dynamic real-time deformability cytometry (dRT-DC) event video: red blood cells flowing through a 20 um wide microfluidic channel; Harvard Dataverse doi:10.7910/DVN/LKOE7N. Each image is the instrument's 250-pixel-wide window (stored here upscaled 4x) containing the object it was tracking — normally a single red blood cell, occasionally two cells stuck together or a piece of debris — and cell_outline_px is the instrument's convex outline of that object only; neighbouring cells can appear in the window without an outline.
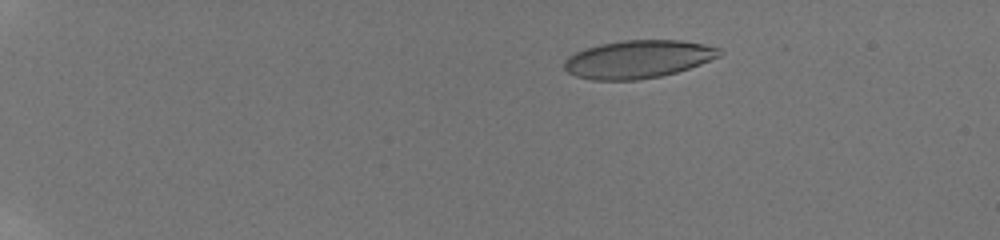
{"species": "human", "species_latin": "Homo sapiens", "temperature_condition": "room temperature", "stored_images_in_passage": 44, "camera_frame_rate_fps": 3000, "um_per_image_px": 0.085, "donor": {"sex": "male"}, "frame": {"image": 1, "passage_image": 9, "time_ms": 4.0, "image_size_px": [1000, 240], "cell_outline_px": [[724, 52], [720, 56], [700, 64], [676, 72], [660, 76], [636, 80], [592, 80], [576, 76], [568, 72], [564, 68], [564, 60], [568, 56], [576, 52], [600, 44], [624, 40], [680, 40], [704, 44], [720, 48]], "centroid_in_image_um": [54.24, 5.03], "position_along_channel_um": 30.8, "area_um2": 34.22}}
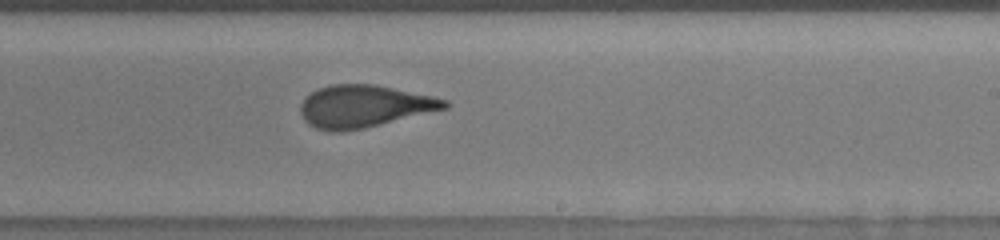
{"frame": {"image": 2, "passage_image": 28, "time_ms": 13.0, "image_size_px": [1000, 240], "cell_outline_px": [[452, 104], [448, 108], [364, 128], [344, 132], [332, 132], [316, 128], [308, 124], [304, 120], [300, 112], [300, 104], [312, 92], [320, 88], [332, 84], [376, 84], [432, 96], [448, 100]], "centroid_in_image_um": [30.96, 9.04], "position_along_channel_um": 258.0, "area_um2": 35.55}}
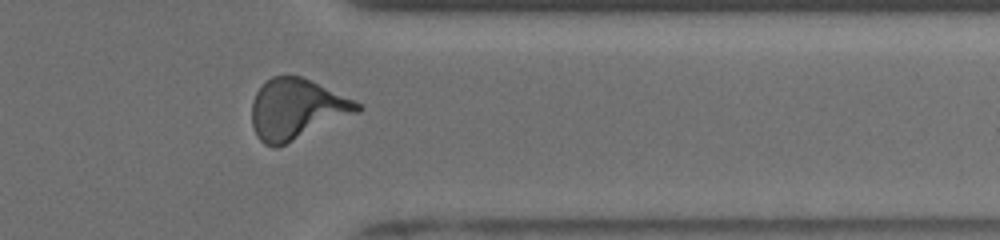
{"frame": {"image": 3, "passage_image": 38, "time_ms": 16.333, "image_size_px": [1000, 240], "cell_outline_px": [[364, 108], [360, 112], [276, 148], [272, 148], [264, 144], [256, 136], [252, 124], [252, 100], [256, 92], [264, 80], [272, 76], [300, 76], [352, 100], [360, 104]], "centroid_in_image_um": [25.17, 9.3], "position_along_channel_um": 386.2, "area_um2": 36.99}, "authors_computed_cell_mechanics": {"area_um2": 35.1713, "velocity_mm_per_s": 3.879, "shape_relaxation_time_tau1_ms": 6.9024, "shape_relaxation_time_tau2_ms": 1.0703, "deformation_change_tau1": 0.2323, "deformation_change_tau2": 0.0972}}